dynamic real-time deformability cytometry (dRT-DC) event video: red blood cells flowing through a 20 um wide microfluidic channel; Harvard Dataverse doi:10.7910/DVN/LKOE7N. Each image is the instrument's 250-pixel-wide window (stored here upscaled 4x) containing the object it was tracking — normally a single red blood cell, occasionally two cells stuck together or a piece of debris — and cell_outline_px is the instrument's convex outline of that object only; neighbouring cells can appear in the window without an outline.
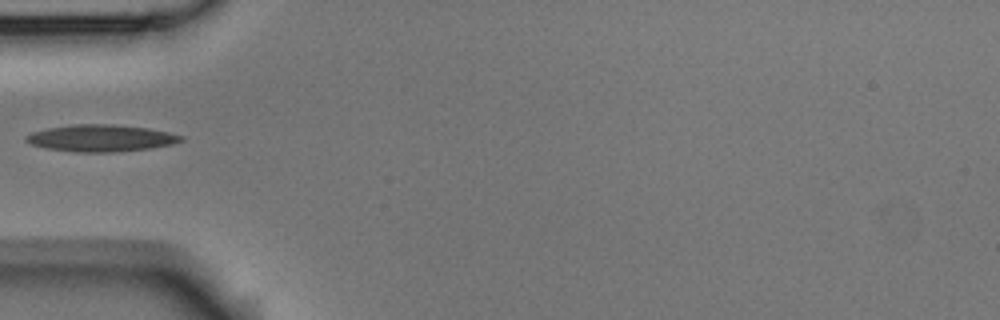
{"species": "Egyptian fruit bat (a non-hibernating species)", "species_latin": "Rousettus aegyptiacus", "temperature_condition": "room temperature", "stored_images_in_passage": 1, "camera_frame_rate_fps": 3000, "um_per_image_px": 0.085, "animal": {"sex": "male"}, "frame": {"image": 1, "passage_image": 1, "time_ms": 0.0, "image_size_px": [1000, 320], "cell_outline_px": [[184, 140], [172, 144], [148, 148], [112, 152], [76, 152], [48, 148], [32, 144], [24, 140], [24, 136], [32, 132], [48, 128], [76, 124], [112, 124], [148, 128], [168, 132], [184, 136]], "centroid_in_image_um": [8.58, 11.73], "position_along_channel_um": 76.4, "area_um2": 24.04}}